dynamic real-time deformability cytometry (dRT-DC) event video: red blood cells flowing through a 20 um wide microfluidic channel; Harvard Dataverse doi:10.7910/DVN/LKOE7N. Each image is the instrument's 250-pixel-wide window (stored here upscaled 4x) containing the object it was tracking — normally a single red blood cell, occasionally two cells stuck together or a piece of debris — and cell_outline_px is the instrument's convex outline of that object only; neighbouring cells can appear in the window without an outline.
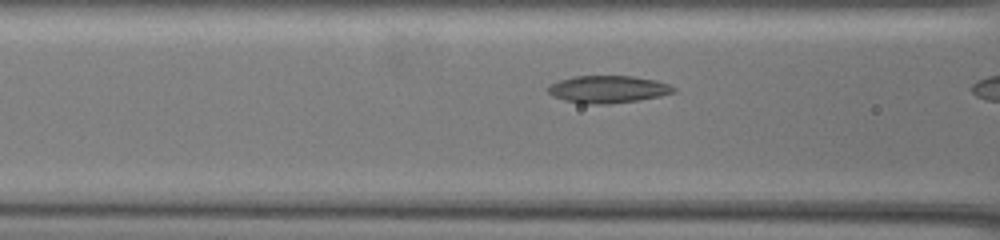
{"species": "common noctule bat (a hibernating species)", "species_latin": "Nyctalus noctula", "temperature_condition": "warm", "stored_images_in_passage": 8, "camera_frame_rate_fps": 3000, "um_per_image_px": 0.085, "animal": {"sex": "female", "body_mass_g": 19.5, "forearm_length_mm": 54.1}, "frame": {"image": 1, "passage_image": 7, "time_ms": 2.0, "image_size_px": [1000, 240], "cell_outline_px": [[676, 92], [660, 96], [640, 100], [608, 104], [588, 104], [564, 100], [552, 96], [548, 92], [548, 84], [572, 76], [632, 76], [656, 80], [668, 84], [676, 88]], "centroid_in_image_um": [51.67, 7.59], "position_along_channel_um": 114.9, "area_um2": 20.11}}